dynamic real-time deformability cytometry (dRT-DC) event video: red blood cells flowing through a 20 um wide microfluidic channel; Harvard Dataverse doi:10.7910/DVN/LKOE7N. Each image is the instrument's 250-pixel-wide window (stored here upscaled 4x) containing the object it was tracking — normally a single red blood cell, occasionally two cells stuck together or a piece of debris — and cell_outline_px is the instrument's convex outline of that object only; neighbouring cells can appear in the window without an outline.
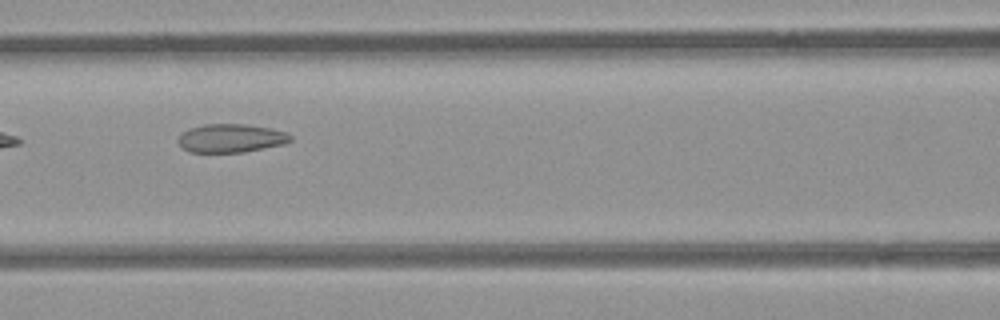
{"species": "common noctule bat (a hibernating species)", "species_latin": "Nyctalus noctula", "temperature_condition": "room temperature", "stored_images_in_passage": 7, "camera_frame_rate_fps": 3000, "um_per_image_px": 0.085, "animal": {"sex": "female", "body_mass_g": 21.9}, "frame": {"image": 1, "passage_image": 4, "time_ms": 3.333, "image_size_px": [1000, 320], "cell_outline_px": [[292, 140], [284, 144], [244, 152], [188, 152], [176, 140], [188, 128], [204, 124], [248, 124], [288, 132], [292, 136]], "centroid_in_image_um": [19.65, 11.74], "position_along_channel_um": 147.0, "area_um2": 18.67}}
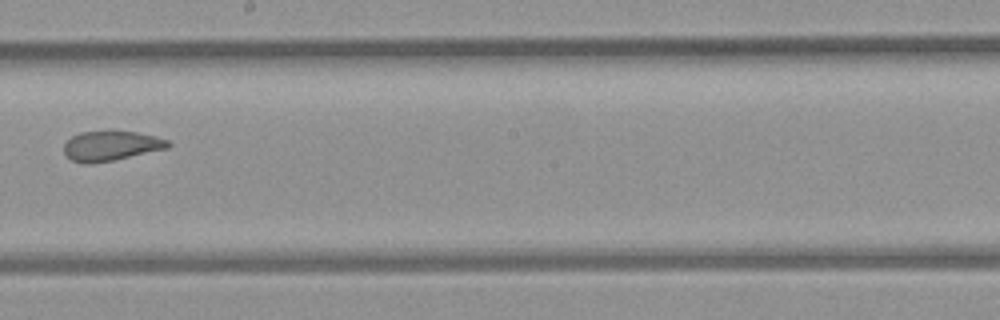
{"frame": {"image": 2, "passage_image": 6, "time_ms": 5.667, "image_size_px": [1000, 320], "cell_outline_px": [[172, 144], [168, 148], [112, 160], [92, 164], [84, 164], [72, 160], [64, 152], [64, 144], [72, 136], [80, 132], [136, 132], [156, 136], [168, 140]], "centroid_in_image_um": [9.44, 12.4], "position_along_channel_um": 238.8, "area_um2": 17.8}}
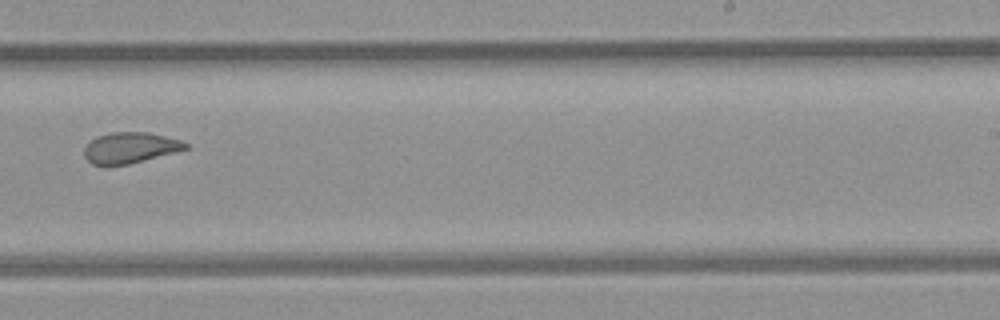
{"frame": {"image": 3, "passage_image": 7, "time_ms": 6.667, "image_size_px": [1000, 320], "cell_outline_px": [[188, 148], [128, 164], [92, 164], [84, 156], [84, 148], [96, 136], [112, 132], [148, 132], [180, 140], [188, 144]], "centroid_in_image_um": [11.04, 12.54], "position_along_channel_um": 278.0, "area_um2": 17.74}}